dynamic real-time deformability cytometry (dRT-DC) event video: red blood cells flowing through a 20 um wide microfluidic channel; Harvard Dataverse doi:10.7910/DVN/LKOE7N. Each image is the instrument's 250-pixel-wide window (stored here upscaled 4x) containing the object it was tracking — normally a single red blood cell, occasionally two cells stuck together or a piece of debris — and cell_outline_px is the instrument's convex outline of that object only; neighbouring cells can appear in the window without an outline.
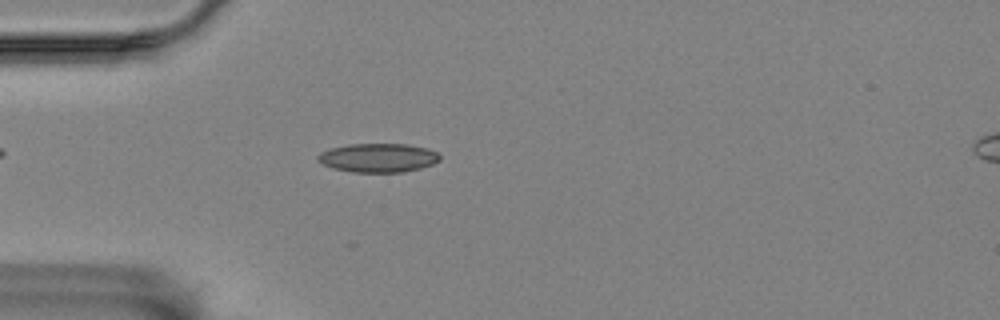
{"species": "Egyptian fruit bat (a non-hibernating species)", "species_latin": "Rousettus aegyptiacus", "temperature_condition": "room temperature", "stored_images_in_passage": 2, "camera_frame_rate_fps": 3000, "um_per_image_px": 0.085, "animal": {"sex": "female"}, "frame": {"image": 1, "passage_image": 2, "time_ms": 2.0, "image_size_px": [1000, 320], "cell_outline_px": [[440, 160], [432, 164], [420, 168], [404, 172], [352, 172], [332, 168], [316, 160], [316, 156], [320, 152], [332, 148], [348, 144], [404, 144], [428, 148], [436, 152], [440, 156]], "centroid_in_image_um": [32.12, 13.41], "position_along_channel_um": 52.9, "area_um2": 20.52}}